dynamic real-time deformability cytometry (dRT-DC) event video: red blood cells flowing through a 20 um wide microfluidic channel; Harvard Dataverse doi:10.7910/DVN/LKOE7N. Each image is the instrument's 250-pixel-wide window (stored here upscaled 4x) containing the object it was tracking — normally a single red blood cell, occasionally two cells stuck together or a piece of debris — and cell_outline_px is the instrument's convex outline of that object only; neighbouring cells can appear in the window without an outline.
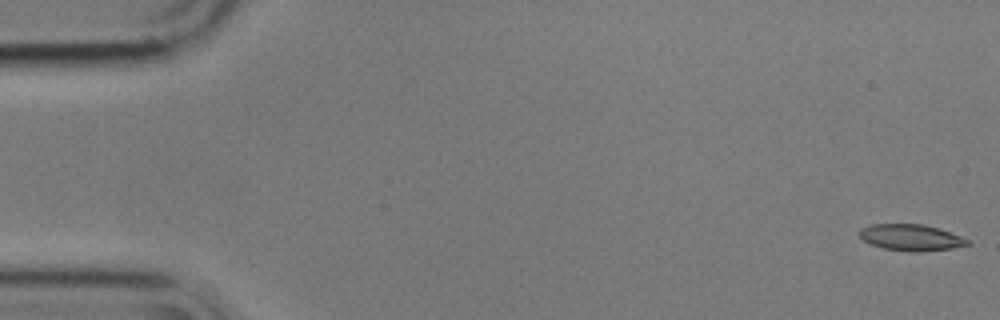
{"species": "common noctule bat (a hibernating species)", "species_latin": "Nyctalus noctula", "temperature_condition": "cold", "stored_images_in_passage": 56, "camera_frame_rate_fps": 3000, "um_per_image_px": 0.085, "animal": {"sex": "male", "body_mass_g": 17.9}, "frame": {"image": 1, "passage_image": 1, "time_ms": 0.0, "image_size_px": [1000, 320], "cell_outline_px": [[972, 244], [952, 248], [920, 252], [908, 252], [884, 248], [868, 244], [856, 232], [860, 228], [872, 224], [924, 224], [940, 228], [960, 236], [968, 240]], "centroid_in_image_um": [77.41, 20.19], "position_along_channel_um": 7.6, "area_um2": 16.82}}
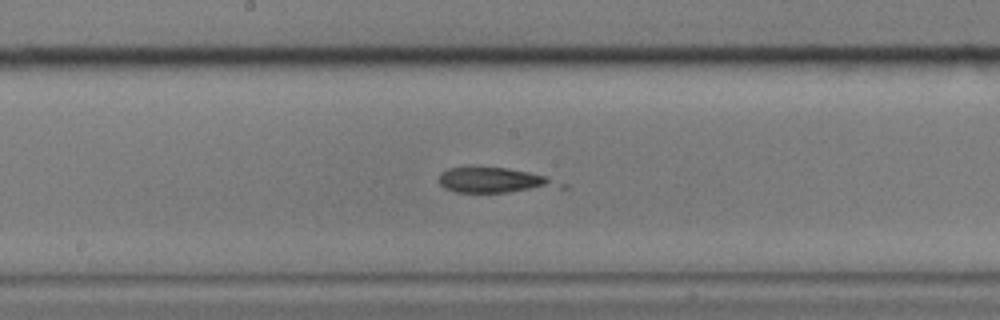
{"frame": {"image": 2, "passage_image": 29, "time_ms": 9.333, "image_size_px": [1000, 320], "cell_outline_px": [[568, 188], [508, 192], [456, 192], [444, 188], [436, 180], [440, 172], [448, 168], [468, 164], [472, 164], [508, 168], [548, 176], [568, 184]], "centroid_in_image_um": [42.04, 15.29], "position_along_channel_um": 206.2, "area_um2": 19.07}}
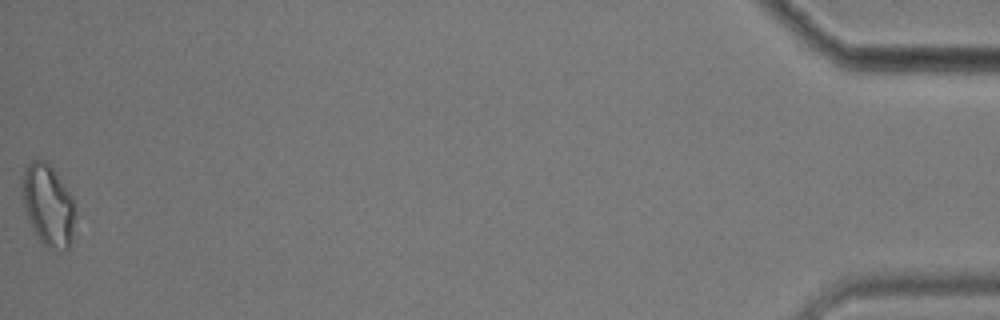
{"frame": {"image": 3, "passage_image": 56, "time_ms": 18.333, "image_size_px": [1000, 320], "cell_outline_px": [[76, 212], [68, 248], [64, 252], [60, 252], [48, 248], [40, 240], [32, 228], [28, 220], [24, 208], [20, 192], [24, 168], [32, 160], [44, 160], [56, 172], [72, 196], [76, 208]], "centroid_in_image_um": [4.07, 17.44], "position_along_channel_um": 431.1, "area_um2": 25.49}}